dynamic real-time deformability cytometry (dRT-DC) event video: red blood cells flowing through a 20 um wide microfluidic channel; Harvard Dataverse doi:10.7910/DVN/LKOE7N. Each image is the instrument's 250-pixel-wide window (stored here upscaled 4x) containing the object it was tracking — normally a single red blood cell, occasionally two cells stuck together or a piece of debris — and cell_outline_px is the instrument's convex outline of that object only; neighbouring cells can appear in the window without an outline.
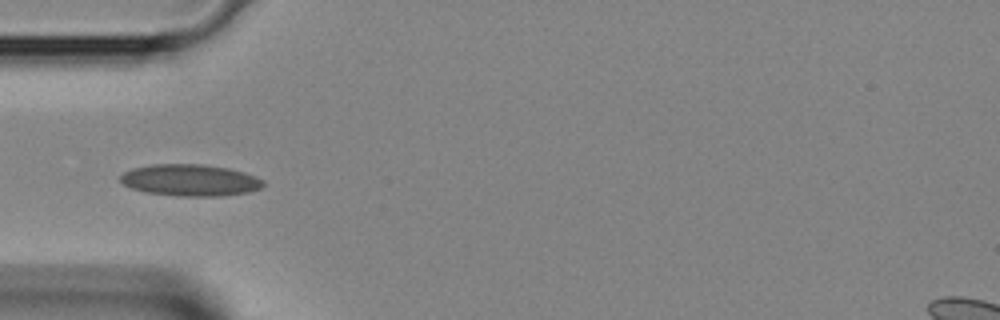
{"species": "Egyptian fruit bat (a non-hibernating species)", "species_latin": "Rousettus aegyptiacus", "temperature_condition": "room temperature", "stored_images_in_passage": 3, "camera_frame_rate_fps": 3000, "um_per_image_px": 0.085, "animal": {"sex": "female"}, "frame": {"image": 1, "passage_image": 2, "time_ms": 0.333, "image_size_px": [1000, 320], "cell_outline_px": [[264, 184], [260, 188], [248, 192], [224, 196], [176, 196], [144, 192], [132, 188], [124, 184], [120, 180], [120, 176], [124, 172], [132, 168], [152, 164], [200, 164], [228, 168], [244, 172], [256, 176], [264, 180]], "centroid_in_image_um": [16.17, 15.32], "position_along_channel_um": 68.8, "area_um2": 26.47}}
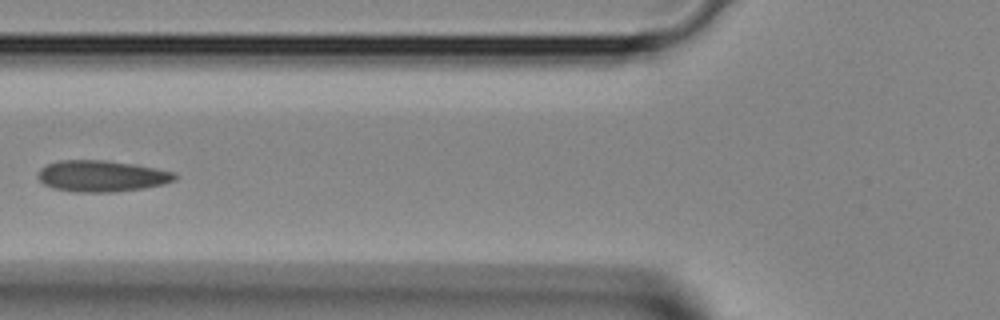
{"frame": {"image": 2, "passage_image": 3, "time_ms": 0.667, "image_size_px": [1000, 320], "cell_outline_px": [[176, 180], [164, 184], [144, 188], [112, 192], [76, 192], [52, 188], [44, 184], [36, 176], [40, 168], [48, 164], [60, 160], [108, 160], [136, 164], [156, 168], [172, 172], [176, 176]], "centroid_in_image_um": [8.63, 14.96], "position_along_channel_um": 117.2, "area_um2": 25.09}}